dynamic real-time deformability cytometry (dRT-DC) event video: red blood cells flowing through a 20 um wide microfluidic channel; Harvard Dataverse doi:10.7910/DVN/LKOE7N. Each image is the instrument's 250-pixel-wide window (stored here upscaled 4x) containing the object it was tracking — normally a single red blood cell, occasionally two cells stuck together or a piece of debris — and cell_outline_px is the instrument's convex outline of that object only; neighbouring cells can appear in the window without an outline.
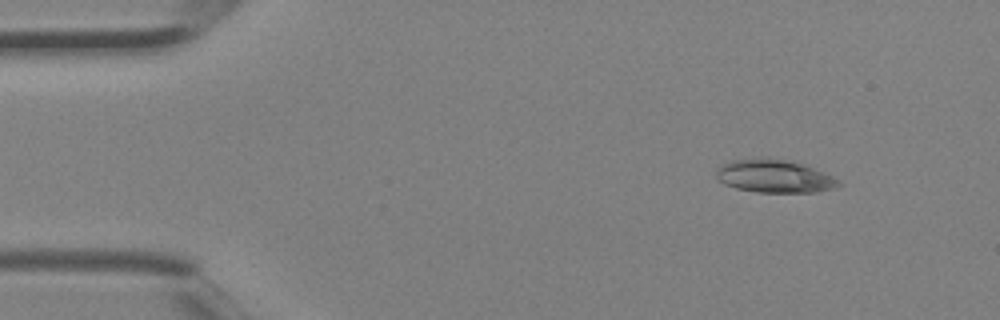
{"species": "Egyptian fruit bat (a non-hibernating species)", "species_latin": "Rousettus aegyptiacus", "temperature_condition": "room temperature", "stored_images_in_passage": 3, "camera_frame_rate_fps": 3000, "um_per_image_px": 0.085, "animal": {"sex": "female"}, "frame": {"image": 1, "passage_image": 1, "time_ms": 0.0, "image_size_px": [1000, 320], "cell_outline_px": [[844, 184], [836, 188], [816, 192], [756, 192], [736, 188], [724, 184], [716, 176], [716, 172], [720, 164], [732, 160], [764, 156], [796, 160], [832, 176], [840, 180]], "centroid_in_image_um": [65.85, 14.94], "position_along_channel_um": 19.1, "area_um2": 24.22}}
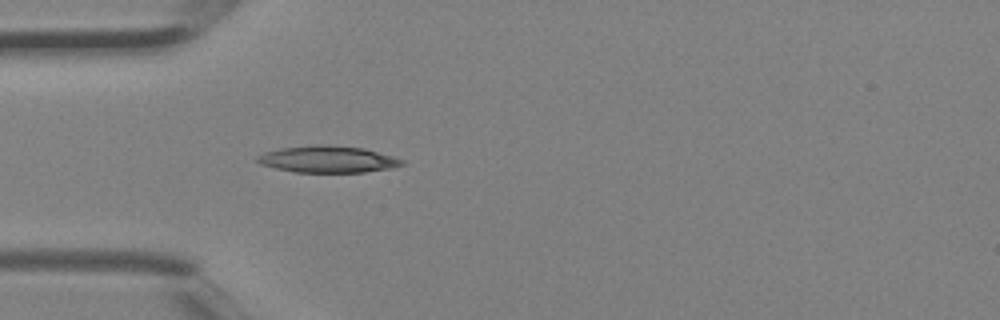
{"frame": {"image": 2, "passage_image": 3, "time_ms": 0.667, "image_size_px": [1000, 320], "cell_outline_px": [[404, 164], [392, 168], [364, 172], [296, 172], [276, 168], [260, 164], [256, 160], [256, 156], [264, 152], [280, 148], [316, 144], [328, 144], [364, 148], [392, 156], [404, 160]], "centroid_in_image_um": [27.85, 13.53], "position_along_channel_um": 57.2, "area_um2": 22.6}}